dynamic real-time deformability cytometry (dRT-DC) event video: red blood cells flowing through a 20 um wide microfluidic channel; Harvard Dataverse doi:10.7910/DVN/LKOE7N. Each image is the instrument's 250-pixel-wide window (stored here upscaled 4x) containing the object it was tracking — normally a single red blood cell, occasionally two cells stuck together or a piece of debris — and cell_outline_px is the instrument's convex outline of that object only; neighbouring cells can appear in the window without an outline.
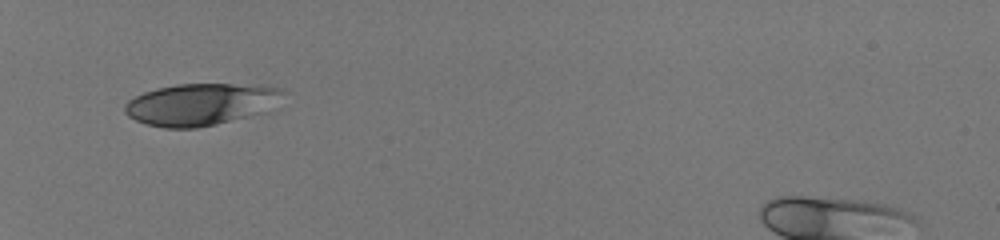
{"species": "human", "species_latin": "Homo sapiens", "temperature_condition": "room temperature", "stored_images_in_passage": 29, "camera_frame_rate_fps": 3000, "um_per_image_px": 0.085, "donor": {"sex": "male"}, "frame": {"image": 1, "passage_image": 1, "time_ms": 0.0, "image_size_px": [1000, 240], "cell_outline_px": [[288, 92], [268, 112], [216, 124], [196, 128], [164, 128], [148, 124], [136, 120], [128, 116], [124, 112], [124, 104], [128, 100], [144, 92], [156, 88], [176, 84], [260, 84], [284, 88]], "centroid_in_image_um": [17.15, 8.85], "position_along_channel_um": 67.8, "area_um2": 39.36}}
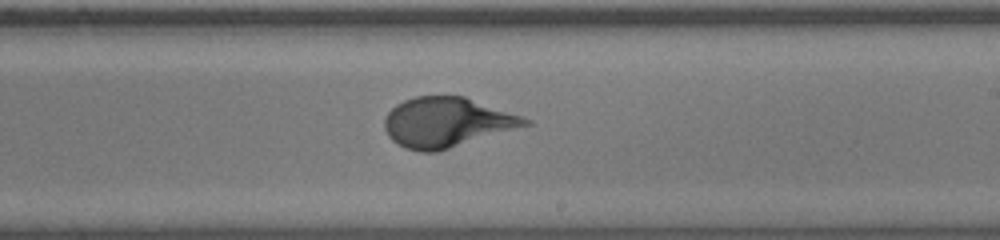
{"frame": {"image": 2, "passage_image": 16, "time_ms": 5.0, "image_size_px": [1000, 240], "cell_outline_px": [[532, 124], [436, 152], [420, 152], [404, 148], [392, 140], [388, 136], [384, 128], [384, 120], [388, 112], [396, 104], [404, 100], [416, 96], [464, 96], [532, 120]], "centroid_in_image_um": [37.94, 10.4], "position_along_channel_um": 251.1, "area_um2": 40.58}}
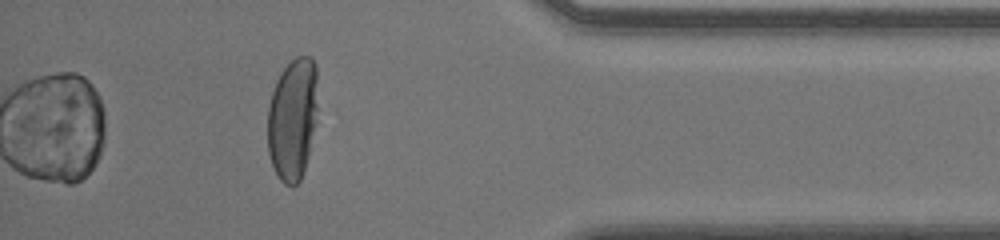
{"frame": {"image": 3, "passage_image": 29, "time_ms": 9.333, "image_size_px": [1000, 240], "cell_outline_px": [[316, 124], [308, 156], [300, 180], [292, 188], [284, 184], [280, 180], [272, 164], [268, 152], [268, 108], [272, 92], [276, 80], [280, 72], [296, 56], [308, 56], [316, 64]], "centroid_in_image_um": [24.86, 10.12], "position_along_channel_um": 410.3, "area_um2": 35.66}}